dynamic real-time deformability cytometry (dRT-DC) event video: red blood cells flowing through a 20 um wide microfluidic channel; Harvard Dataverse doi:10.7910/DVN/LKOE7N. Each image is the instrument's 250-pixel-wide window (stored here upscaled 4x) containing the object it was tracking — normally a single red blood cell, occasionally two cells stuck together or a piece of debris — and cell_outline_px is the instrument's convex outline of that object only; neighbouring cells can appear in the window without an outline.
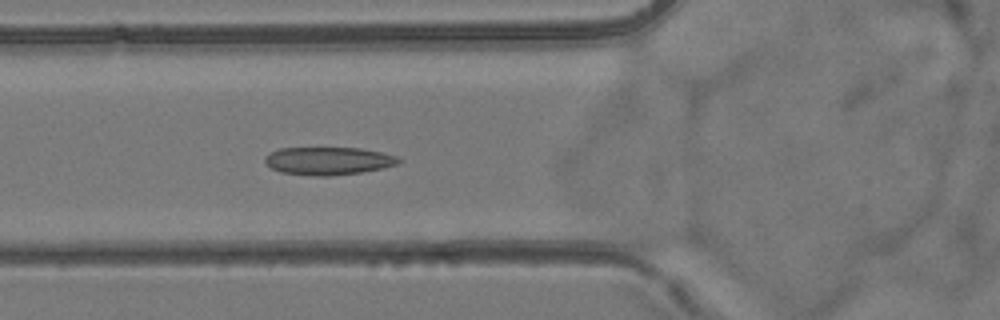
{"species": "common noctule bat (a hibernating species)", "species_latin": "Nyctalus noctula", "temperature_condition": "room temperature", "stored_images_in_passage": 6, "camera_frame_rate_fps": 3000, "um_per_image_px": 0.085, "animal": {"sex": "female", "body_mass_g": 24.6, "forearm_length_mm": 56.2}, "frame": {"image": 1, "passage_image": 6, "time_ms": 5.667, "image_size_px": [1000, 320], "cell_outline_px": [[404, 160], [400, 164], [384, 168], [360, 172], [332, 176], [316, 176], [280, 172], [272, 168], [264, 160], [264, 156], [268, 152], [280, 148], [360, 148], [380, 152], [396, 156]], "centroid_in_image_um": [27.92, 13.67], "position_along_channel_um": 97.9, "area_um2": 21.85}}